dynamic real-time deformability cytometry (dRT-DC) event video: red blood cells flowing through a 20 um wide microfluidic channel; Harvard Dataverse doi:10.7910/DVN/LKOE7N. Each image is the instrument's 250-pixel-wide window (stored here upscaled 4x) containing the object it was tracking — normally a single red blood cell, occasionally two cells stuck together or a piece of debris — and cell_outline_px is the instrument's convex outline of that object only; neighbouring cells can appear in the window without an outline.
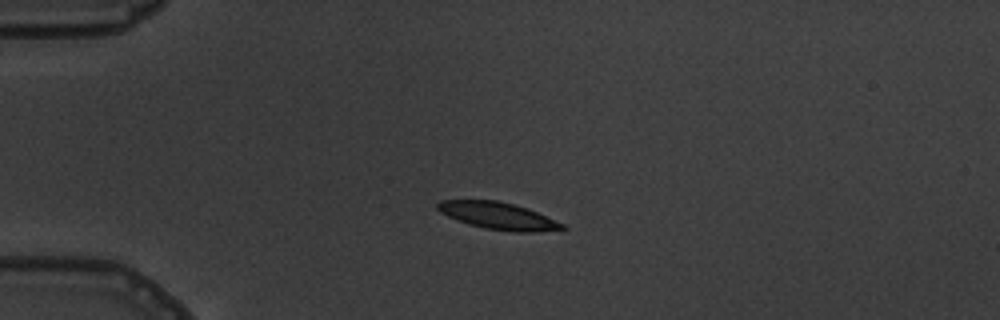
{"species": "common noctule bat (a hibernating species)", "species_latin": "Nyctalus noctula", "temperature_condition": "warm", "stored_images_in_passage": 5, "camera_frame_rate_fps": 3000, "um_per_image_px": 0.085, "animal": {"sex": "male", "body_mass_g": 19.5, "forearm_length_mm": 54.6}, "frame": {"image": 1, "passage_image": 5, "time_ms": 4.333, "image_size_px": [1000, 320], "cell_outline_px": [[568, 228], [532, 232], [512, 232], [484, 228], [468, 224], [456, 220], [440, 212], [436, 208], [436, 204], [440, 200], [500, 200], [528, 208], [564, 224]], "centroid_in_image_um": [42.32, 18.34], "position_along_channel_um": 42.7, "area_um2": 19.77}}